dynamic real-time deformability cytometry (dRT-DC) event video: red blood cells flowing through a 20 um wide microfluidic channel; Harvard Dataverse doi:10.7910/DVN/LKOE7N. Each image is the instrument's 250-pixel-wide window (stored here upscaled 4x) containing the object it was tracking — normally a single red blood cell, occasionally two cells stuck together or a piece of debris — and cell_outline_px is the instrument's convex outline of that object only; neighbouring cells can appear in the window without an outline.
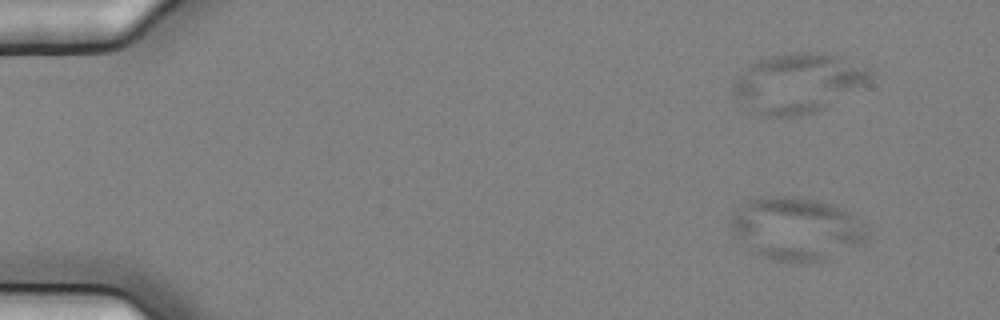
{"species": "common noctule bat (a hibernating species)", "species_latin": "Nyctalus noctula", "temperature_condition": "cold", "stored_images_in_passage": 7, "camera_frame_rate_fps": 3000, "um_per_image_px": 0.085, "animal": {"sex": "female", "body_mass_g": 25.1}, "frame": {"image": 1, "passage_image": 1, "time_ms": 0.0, "image_size_px": [1000, 320], "cell_outline_px": [[868, 240], [864, 244], [828, 260], [800, 264], [772, 260], [748, 252], [728, 228], [728, 224], [732, 216], [748, 200], [760, 196], [796, 196], [816, 200], [844, 208], [868, 232]], "centroid_in_image_um": [67.65, 19.49], "position_along_channel_um": 17.4, "area_um2": 51.04}}